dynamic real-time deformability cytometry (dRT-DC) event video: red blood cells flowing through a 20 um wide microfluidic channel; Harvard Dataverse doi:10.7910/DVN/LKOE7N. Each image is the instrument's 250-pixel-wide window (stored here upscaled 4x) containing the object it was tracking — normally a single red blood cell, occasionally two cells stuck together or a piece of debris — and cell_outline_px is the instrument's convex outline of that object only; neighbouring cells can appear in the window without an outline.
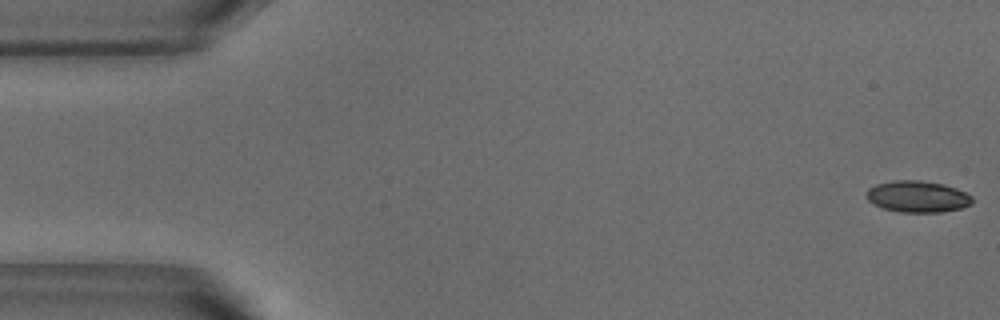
{"species": "common noctule bat (a hibernating species)", "species_latin": "Nyctalus noctula", "temperature_condition": "warm", "stored_images_in_passage": 41, "camera_frame_rate_fps": 3000, "um_per_image_px": 0.085, "animal": {"sex": "male", "body_mass_g": 18.8}, "frame": {"image": 1, "passage_image": 1, "time_ms": 0.0, "image_size_px": [1000, 320], "cell_outline_px": [[972, 204], [960, 208], [940, 212], [900, 212], [884, 208], [872, 204], [864, 196], [868, 188], [876, 184], [896, 180], [920, 180], [944, 184], [956, 188], [972, 196]], "centroid_in_image_um": [77.96, 16.7], "position_along_channel_um": 7.0, "area_um2": 19.48}}
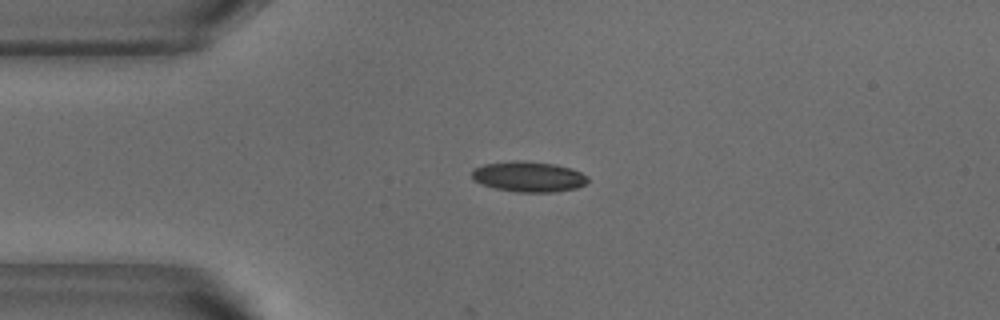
{"frame": {"image": 2, "passage_image": 12, "time_ms": 3.667, "image_size_px": [1000, 320], "cell_outline_px": [[588, 180], [584, 184], [576, 188], [556, 192], [516, 192], [492, 188], [480, 184], [472, 180], [472, 168], [484, 164], [516, 160], [524, 160], [556, 164], [572, 168], [588, 176]], "centroid_in_image_um": [44.89, 15.01], "position_along_channel_um": 40.1, "area_um2": 20.92}}
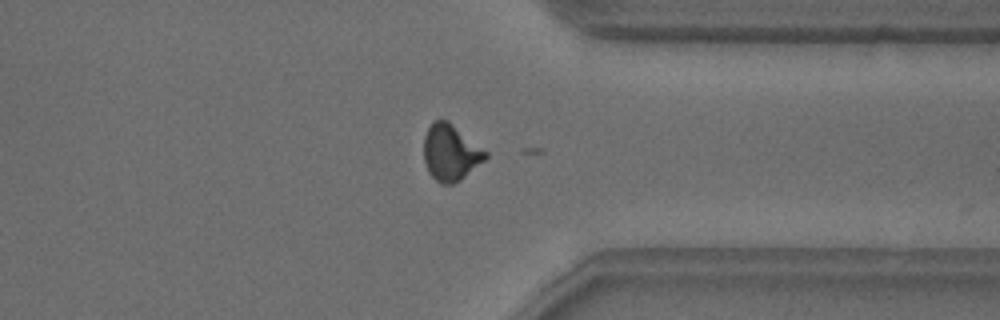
{"frame": {"image": 3, "passage_image": 40, "time_ms": 13.0, "image_size_px": [1000, 320], "cell_outline_px": [[488, 156], [484, 160], [460, 180], [452, 184], [440, 184], [428, 172], [424, 160], [424, 136], [428, 128], [436, 120], [448, 120], [488, 152]], "centroid_in_image_um": [38.29, 12.97], "position_along_channel_um": 373.1, "area_um2": 20.06}}